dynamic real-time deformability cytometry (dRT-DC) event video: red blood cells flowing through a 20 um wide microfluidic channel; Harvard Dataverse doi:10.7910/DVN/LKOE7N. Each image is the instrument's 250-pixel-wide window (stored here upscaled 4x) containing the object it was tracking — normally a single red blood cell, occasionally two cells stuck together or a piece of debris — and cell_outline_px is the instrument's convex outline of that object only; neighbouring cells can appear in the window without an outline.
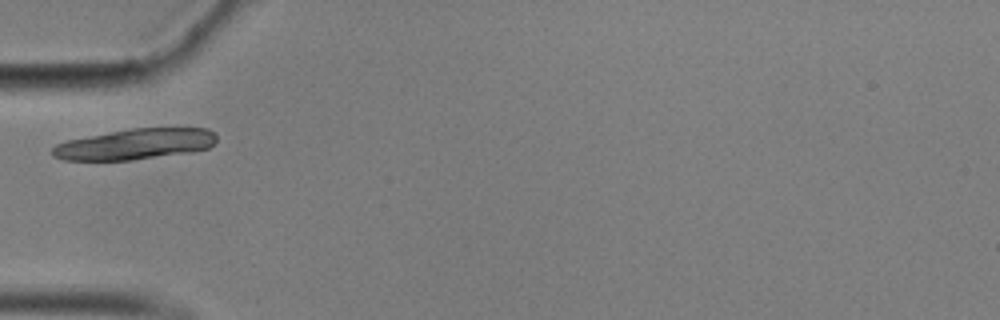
{"species": "common noctule bat (a hibernating species)", "species_latin": "Nyctalus noctula", "temperature_condition": "cold", "stored_images_in_passage": 36, "camera_frame_rate_fps": 3000, "um_per_image_px": 0.085, "animal": {"sex": "male", "body_mass_g": 17.9}, "frame": {"image": 1, "passage_image": 1, "time_ms": 0.0, "image_size_px": [1000, 320], "cell_outline_px": [[216, 140], [208, 148], [192, 152], [132, 160], [64, 160], [52, 156], [52, 148], [56, 144], [68, 140], [132, 128], [208, 128], [216, 136]], "centroid_in_image_um": [11.49, 12.26], "position_along_channel_um": 73.5, "area_um2": 29.19}}